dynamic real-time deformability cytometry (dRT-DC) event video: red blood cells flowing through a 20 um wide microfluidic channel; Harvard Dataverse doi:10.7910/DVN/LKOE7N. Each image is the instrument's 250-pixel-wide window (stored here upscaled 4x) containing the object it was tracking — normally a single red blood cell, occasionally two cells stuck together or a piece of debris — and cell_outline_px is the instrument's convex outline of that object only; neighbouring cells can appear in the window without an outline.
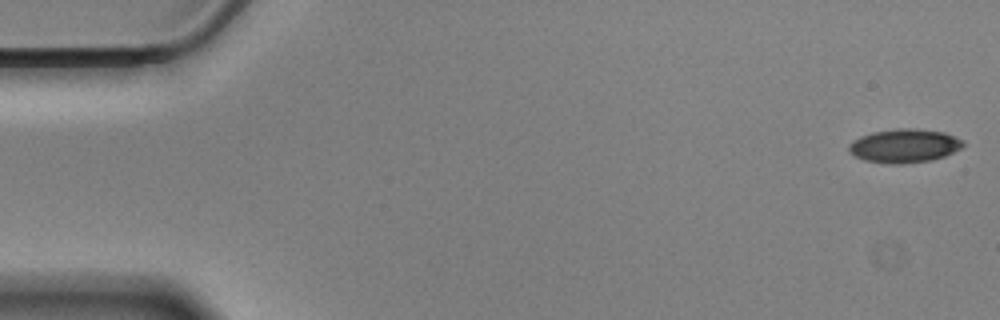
{"species": "Egyptian fruit bat (a non-hibernating species)", "species_latin": "Rousettus aegyptiacus", "temperature_condition": "cold", "stored_images_in_passage": 56, "camera_frame_rate_fps": 3000, "um_per_image_px": 0.085, "animal": {"sex": "male"}, "frame": {"image": 1, "passage_image": 1, "time_ms": 0.0, "image_size_px": [1000, 320], "cell_outline_px": [[964, 144], [960, 148], [944, 156], [932, 160], [900, 164], [888, 164], [864, 160], [856, 156], [848, 148], [848, 144], [852, 140], [860, 136], [872, 132], [900, 128], [916, 128], [944, 132], [964, 140]], "centroid_in_image_um": [76.86, 12.38], "position_along_channel_um": 8.1, "area_um2": 22.43}}
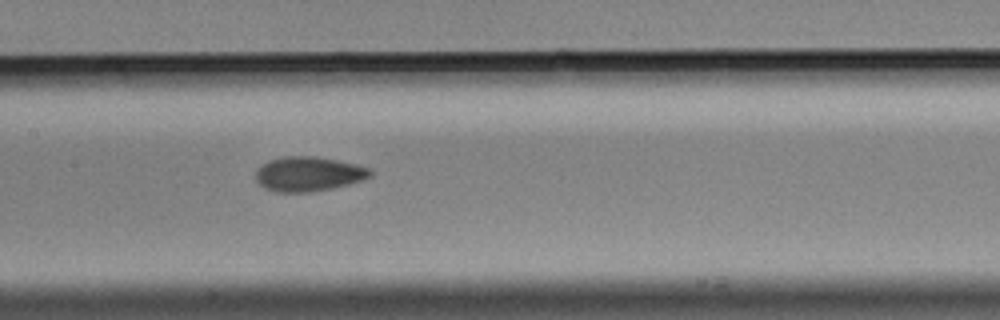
{"frame": {"image": 2, "passage_image": 27, "time_ms": 8.667, "image_size_px": [1000, 320], "cell_outline_px": [[372, 176], [348, 184], [332, 188], [312, 192], [276, 192], [264, 188], [256, 180], [256, 172], [264, 164], [272, 160], [284, 156], [312, 156], [336, 160], [356, 164], [372, 168]], "centroid_in_image_um": [26.25, 14.79], "position_along_channel_um": 181.2, "area_um2": 22.89}}
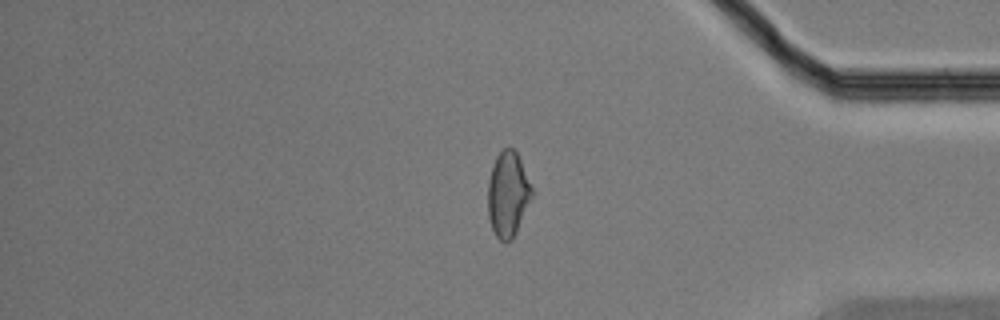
{"frame": {"image": 3, "passage_image": 47, "time_ms": 15.333, "image_size_px": [1000, 320], "cell_outline_px": [[532, 196], [516, 232], [512, 240], [508, 244], [504, 244], [496, 236], [492, 228], [488, 216], [488, 180], [492, 164], [496, 156], [504, 148], [512, 148], [516, 152], [520, 160], [532, 188]], "centroid_in_image_um": [43.14, 16.54], "position_along_channel_um": 392.1, "area_um2": 21.73}, "authors_computed_cell_mechanics": {"area_um2": 22.4264, "velocity_mm_per_s": 3.5206, "shape_relaxation_time_tau1_ms": 9.7101, "shape_relaxation_time_tau2_ms": 2.5802, "deformation_change_tau1": 0.1589, "deformation_change_tau2": 0.0779}}